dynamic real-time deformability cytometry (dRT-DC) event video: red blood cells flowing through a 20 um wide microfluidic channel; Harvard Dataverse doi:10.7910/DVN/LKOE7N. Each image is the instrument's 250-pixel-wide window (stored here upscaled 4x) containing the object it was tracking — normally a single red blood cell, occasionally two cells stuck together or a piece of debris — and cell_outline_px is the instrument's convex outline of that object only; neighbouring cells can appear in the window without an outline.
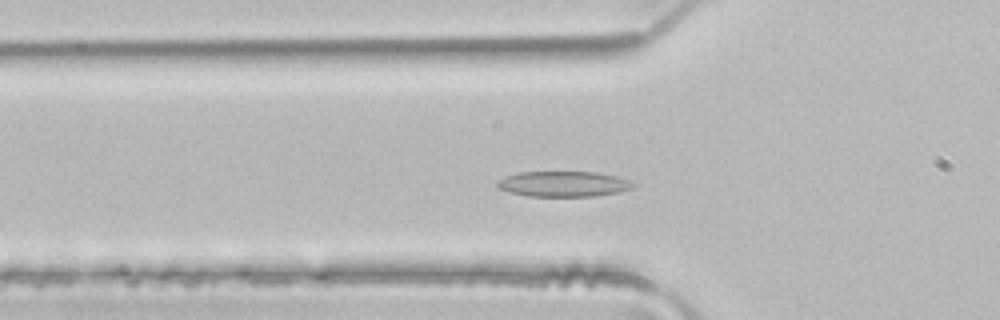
{"species": "common noctule bat (a hibernating species)", "species_latin": "Nyctalus noctula", "temperature_condition": "room temperature", "stored_images_in_passage": 46, "camera_frame_rate_fps": 3000, "um_per_image_px": 0.085, "animal": {"sex": "male", "body_mass_g": 21.5, "forearm_length_mm": 52.0}, "frame": {"image": 1, "passage_image": 13, "time_ms": 4.0, "image_size_px": [1000, 320], "cell_outline_px": [[636, 184], [632, 188], [616, 192], [592, 196], [528, 196], [512, 192], [500, 188], [496, 184], [496, 180], [504, 176], [520, 172], [596, 172], [616, 176], [628, 180]], "centroid_in_image_um": [47.87, 15.62], "position_along_channel_um": 77.9, "area_um2": 19.94}}
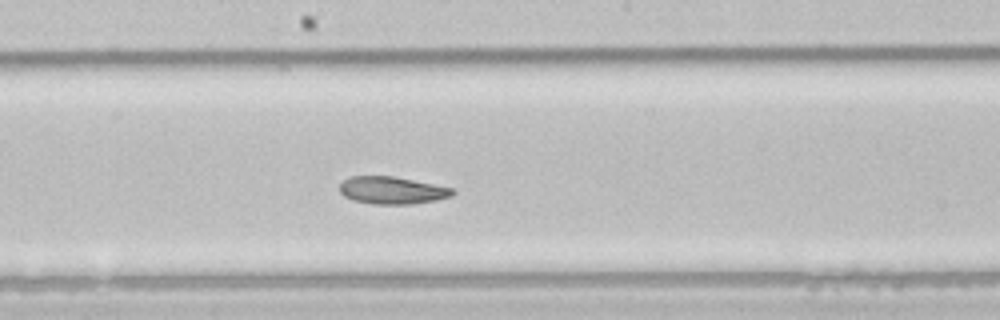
{"frame": {"image": 2, "passage_image": 23, "time_ms": 7.333, "image_size_px": [1000, 320], "cell_outline_px": [[456, 192], [452, 196], [436, 200], [412, 204], [372, 204], [352, 200], [344, 196], [340, 192], [340, 184], [348, 176], [392, 176], [452, 188]], "centroid_in_image_um": [33.3, 16.18], "position_along_channel_um": 214.9, "area_um2": 17.98}}
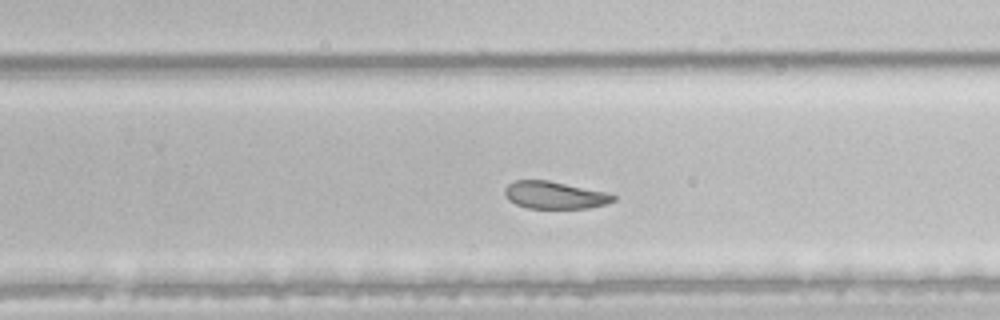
{"frame": {"image": 3, "passage_image": 28, "time_ms": 9.0, "image_size_px": [1000, 320], "cell_outline_px": [[616, 200], [604, 204], [588, 208], [528, 208], [516, 204], [508, 200], [504, 196], [504, 188], [508, 184], [516, 180], [548, 180], [608, 192], [616, 196]], "centroid_in_image_um": [47.13, 16.58], "position_along_channel_um": 282.7, "area_um2": 17.4}, "authors_computed_cell_mechanics": {"area_um2": 21.4727, "velocity_mm_per_s": 4.0872, "shape_relaxation_time_tau1_ms": 5.7702, "shape_relaxation_time_tau2_ms": 2.7429, "deformation_change_tau1": 0.1381, "deformation_change_tau2": 0.0808}}